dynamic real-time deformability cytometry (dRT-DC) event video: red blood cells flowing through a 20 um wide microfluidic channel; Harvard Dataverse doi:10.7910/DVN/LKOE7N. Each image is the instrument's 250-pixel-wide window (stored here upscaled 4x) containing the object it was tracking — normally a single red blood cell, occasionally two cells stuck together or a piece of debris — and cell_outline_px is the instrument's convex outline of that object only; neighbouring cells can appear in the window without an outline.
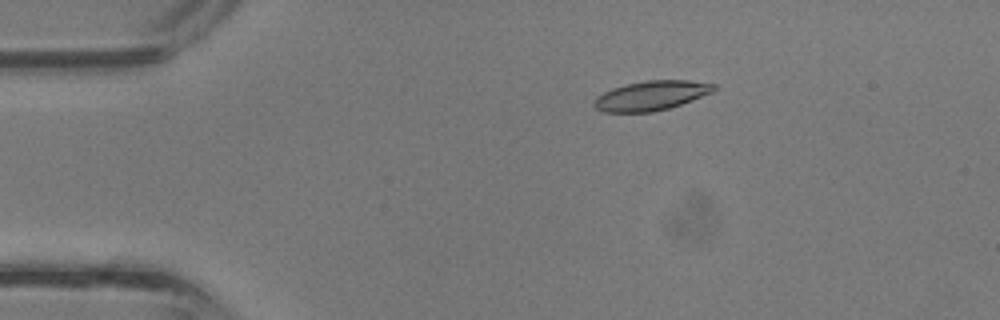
{"species": "common noctule bat (a hibernating species)", "species_latin": "Nyctalus noctula", "temperature_condition": "room temperature", "stored_images_in_passage": 38, "camera_frame_rate_fps": 3000, "um_per_image_px": 0.085, "animal": {"sex": "male", "body_mass_g": 13.3}, "frame": {"image": 1, "passage_image": 7, "time_ms": 2.0, "image_size_px": [1000, 320], "cell_outline_px": [[716, 88], [712, 92], [692, 100], [668, 108], [652, 112], [604, 112], [596, 108], [592, 104], [596, 96], [612, 88], [628, 84], [648, 80], [688, 80], [716, 84]], "centroid_in_image_um": [55.34, 8.12], "position_along_channel_um": 29.7, "area_um2": 20.46}}
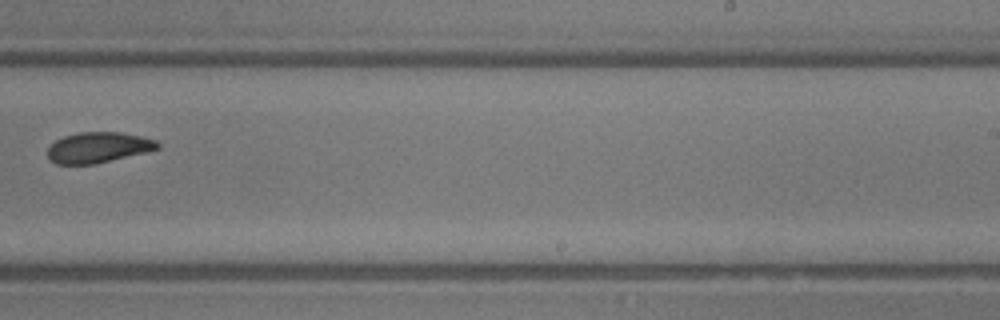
{"frame": {"image": 2, "passage_image": 24, "time_ms": 7.667, "image_size_px": [1000, 320], "cell_outline_px": [[160, 148], [144, 152], [92, 164], [56, 164], [48, 160], [48, 148], [56, 140], [64, 136], [80, 132], [120, 132], [140, 136], [156, 140], [160, 144]], "centroid_in_image_um": [8.32, 12.53], "position_along_channel_um": 280.7, "area_um2": 19.36}}
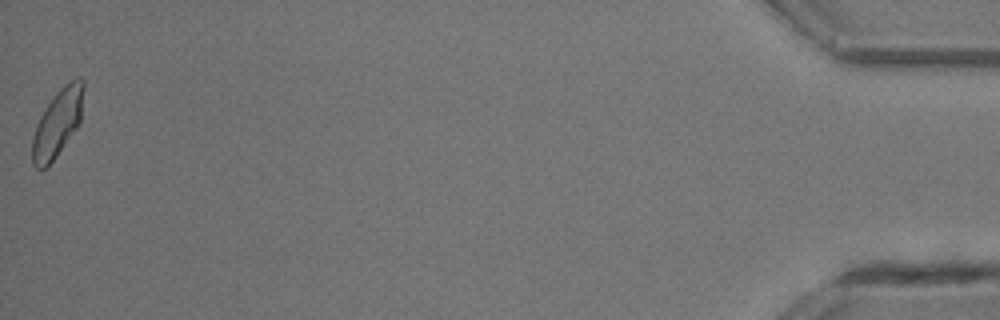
{"frame": {"image": 3, "passage_image": 38, "time_ms": 12.333, "image_size_px": [1000, 320], "cell_outline_px": [[84, 88], [80, 124], [48, 168], [36, 168], [32, 164], [32, 136], [36, 124], [44, 108], [56, 92], [64, 84], [76, 76], [80, 76], [84, 80]], "centroid_in_image_um": [4.9, 10.44], "position_along_channel_um": 430.3, "area_um2": 20.58}}